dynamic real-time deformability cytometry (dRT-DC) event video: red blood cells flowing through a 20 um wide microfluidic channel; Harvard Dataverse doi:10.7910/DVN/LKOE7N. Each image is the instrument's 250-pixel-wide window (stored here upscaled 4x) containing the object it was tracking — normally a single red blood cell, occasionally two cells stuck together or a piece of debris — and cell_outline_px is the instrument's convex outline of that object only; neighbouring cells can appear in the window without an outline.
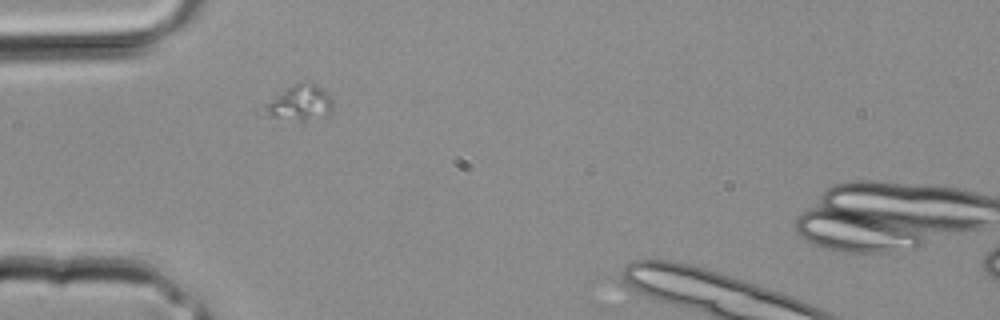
{"species": "common noctule bat (a hibernating species)", "species_latin": "Nyctalus noctula", "temperature_condition": "room temperature", "stored_images_in_passage": 5, "camera_frame_rate_fps": 3000, "um_per_image_px": 0.085, "animal": {"sex": "male", "body_mass_g": 20.4}, "frame": {"image": 1, "passage_image": 1, "time_ms": 0.0, "image_size_px": [1000, 320], "cell_outline_px": [[332, 112], [300, 124], [268, 116], [256, 112], [264, 104], [300, 80], [312, 80], [324, 88], [328, 92], [332, 104]], "centroid_in_image_um": [25.43, 8.77], "position_along_channel_um": 59.6, "area_um2": 15.09}}
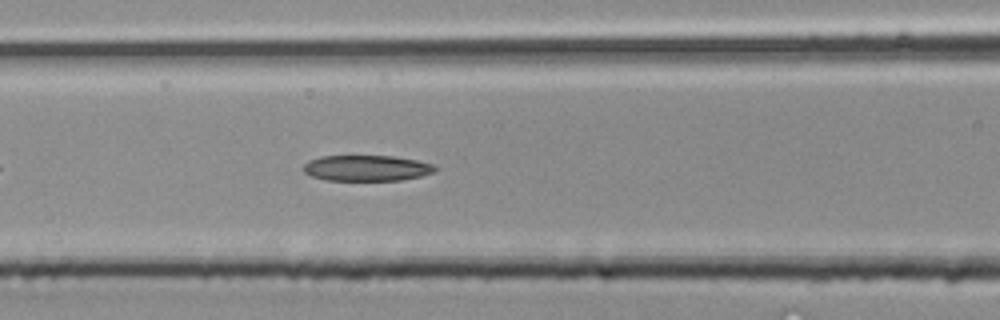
{"frame": {"image": 2, "passage_image": 4, "time_ms": 1.0, "image_size_px": [1000, 320], "cell_outline_px": [[436, 168], [432, 172], [420, 176], [400, 180], [324, 180], [312, 176], [304, 172], [304, 164], [308, 160], [320, 156], [392, 156], [416, 160], [432, 164]], "centroid_in_image_um": [31.11, 14.28], "position_along_channel_um": 135.5, "area_um2": 19.59}}